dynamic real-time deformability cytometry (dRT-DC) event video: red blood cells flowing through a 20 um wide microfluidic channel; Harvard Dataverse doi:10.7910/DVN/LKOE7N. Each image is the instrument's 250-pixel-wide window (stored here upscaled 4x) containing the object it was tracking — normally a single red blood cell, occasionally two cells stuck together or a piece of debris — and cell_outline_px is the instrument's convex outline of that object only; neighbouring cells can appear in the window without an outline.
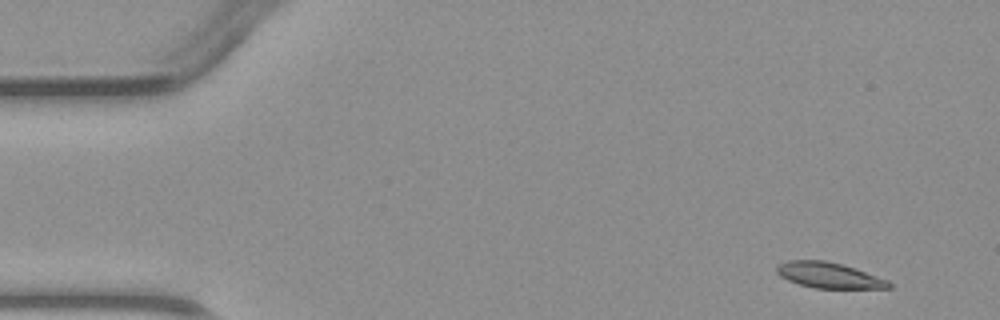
{"species": "common noctule bat (a hibernating species)", "species_latin": "Nyctalus noctula", "temperature_condition": "warm", "stored_images_in_passage": 4, "camera_frame_rate_fps": 3000, "um_per_image_px": 0.085, "animal": {"sex": "male", "body_mass_g": 23.1, "forearm_length_mm": 52.7}, "frame": {"image": 1, "passage_image": 1, "time_ms": 0.0, "image_size_px": [1000, 320], "cell_outline_px": [[892, 288], [816, 288], [800, 284], [788, 280], [780, 276], [776, 272], [776, 268], [780, 264], [788, 260], [824, 260], [844, 264], [888, 280], [892, 284]], "centroid_in_image_um": [70.47, 23.39], "position_along_channel_um": 14.5, "area_um2": 16.7}}
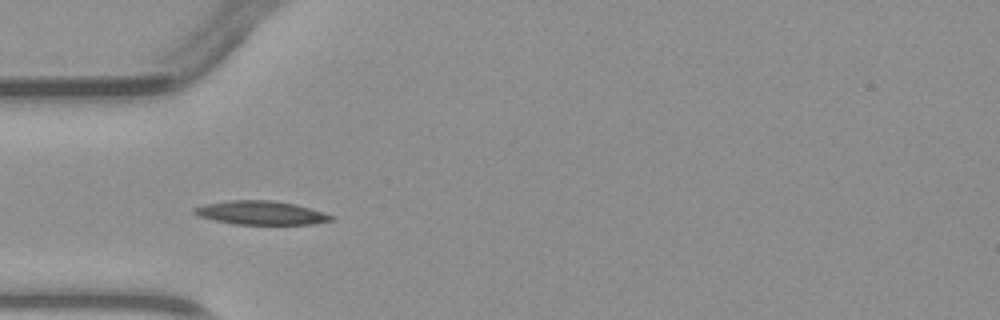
{"frame": {"image": 2, "passage_image": 4, "time_ms": 3.667, "image_size_px": [1000, 320], "cell_outline_px": [[336, 220], [312, 224], [236, 224], [216, 220], [200, 216], [192, 212], [192, 208], [204, 204], [228, 200], [272, 200], [296, 204], [324, 212], [336, 216]], "centroid_in_image_um": [22.24, 18.08], "position_along_channel_um": 62.8, "area_um2": 19.02}}